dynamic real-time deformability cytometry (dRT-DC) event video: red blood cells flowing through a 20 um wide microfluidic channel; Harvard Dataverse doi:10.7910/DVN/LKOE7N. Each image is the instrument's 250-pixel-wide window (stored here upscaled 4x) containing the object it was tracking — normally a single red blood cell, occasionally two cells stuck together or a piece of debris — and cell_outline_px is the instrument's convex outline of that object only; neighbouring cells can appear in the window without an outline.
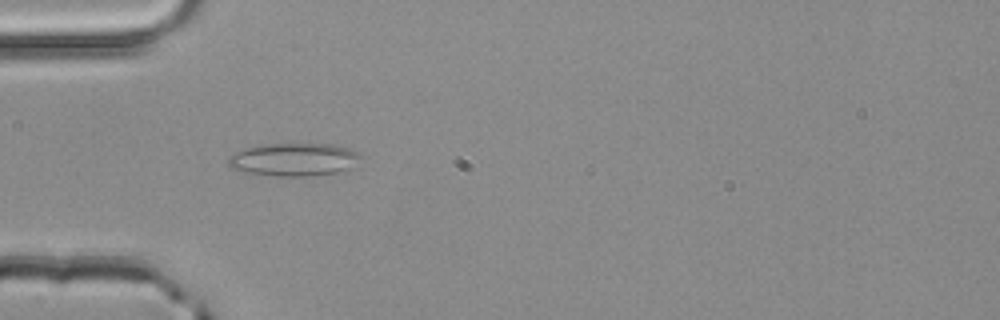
{"species": "common noctule bat (a hibernating species)", "species_latin": "Nyctalus noctula", "temperature_condition": "room temperature", "stored_images_in_passage": 39, "camera_frame_rate_fps": 3000, "um_per_image_px": 0.085, "animal": {"sex": "male", "body_mass_g": 20.4}, "frame": {"image": 1, "passage_image": 3, "time_ms": 0.667, "image_size_px": [1000, 320], "cell_outline_px": [[360, 156], [348, 168], [336, 172], [308, 176], [280, 176], [244, 172], [232, 168], [228, 164], [228, 156], [236, 152], [260, 144], [332, 144], [348, 148], [356, 152]], "centroid_in_image_um": [24.91, 13.55], "position_along_channel_um": 60.1, "area_um2": 24.91}}
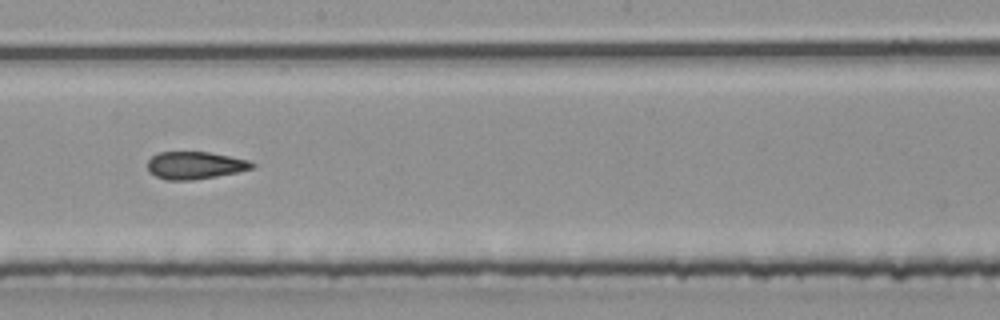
{"frame": {"image": 2, "passage_image": 16, "time_ms": 5.0, "image_size_px": [1000, 320], "cell_outline_px": [[256, 164], [252, 168], [236, 172], [216, 176], [192, 180], [168, 180], [156, 176], [148, 172], [148, 160], [152, 156], [160, 152], [208, 152], [252, 160]], "centroid_in_image_um": [16.59, 14.05], "position_along_channel_um": 231.6, "area_um2": 16.7}}
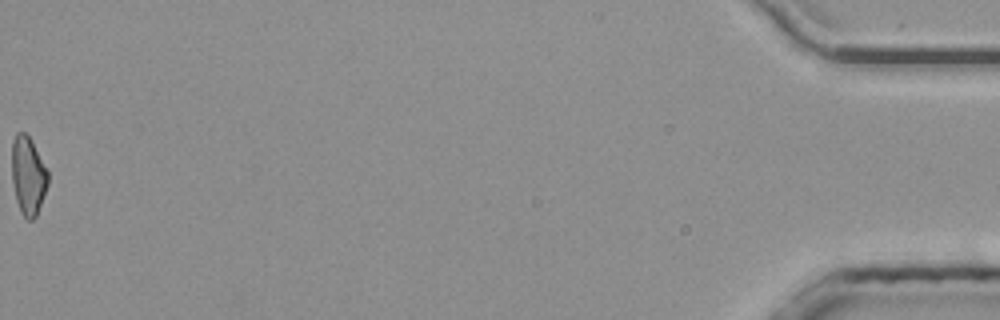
{"frame": {"image": 3, "passage_image": 39, "time_ms": 12.667, "image_size_px": [1000, 320], "cell_outline_px": [[48, 184], [36, 216], [32, 220], [28, 220], [20, 212], [16, 200], [12, 180], [12, 140], [16, 132], [24, 132], [28, 136], [48, 172]], "centroid_in_image_um": [2.37, 14.95], "position_along_channel_um": 432.8, "area_um2": 16.24}, "authors_computed_cell_mechanics": {"area_um2": 16.8198, "velocity_mm_per_s": 4.0318, "shape_relaxation_time_tau1_ms": null, "shape_relaxation_time_tau2_ms": 1.6422, "deformation_change_tau1": null, "deformation_change_tau2": 0.0997}}